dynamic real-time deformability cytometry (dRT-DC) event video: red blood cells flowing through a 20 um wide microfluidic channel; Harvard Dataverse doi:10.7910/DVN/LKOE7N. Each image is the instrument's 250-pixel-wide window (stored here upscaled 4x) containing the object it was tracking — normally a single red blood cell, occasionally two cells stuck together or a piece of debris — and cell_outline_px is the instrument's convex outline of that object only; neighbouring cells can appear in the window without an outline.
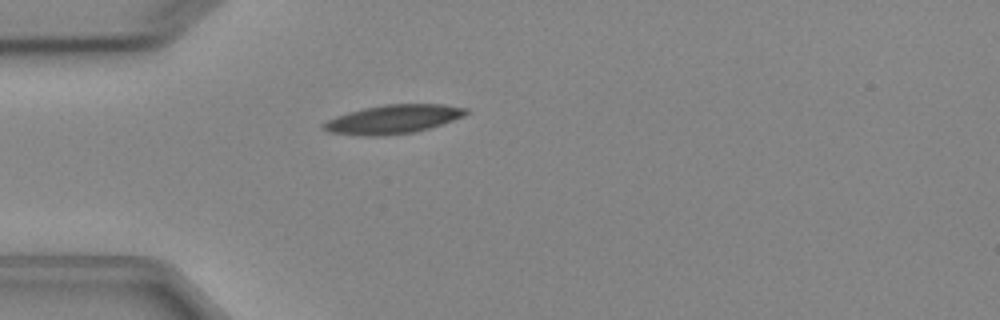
{"species": "Egyptian fruit bat (a non-hibernating species)", "species_latin": "Rousettus aegyptiacus", "temperature_condition": "cold", "stored_images_in_passage": 2, "camera_frame_rate_fps": 3000, "um_per_image_px": 0.085, "animal": {"sex": "female"}, "frame": {"image": 1, "passage_image": 2, "time_ms": 1.0, "image_size_px": [1000, 320], "cell_outline_px": [[468, 112], [464, 116], [428, 128], [412, 132], [376, 136], [372, 136], [328, 132], [320, 128], [320, 124], [336, 116], [348, 112], [364, 108], [384, 104], [444, 104], [468, 108]], "centroid_in_image_um": [33.38, 10.12], "position_along_channel_um": 51.6, "area_um2": 23.7}}